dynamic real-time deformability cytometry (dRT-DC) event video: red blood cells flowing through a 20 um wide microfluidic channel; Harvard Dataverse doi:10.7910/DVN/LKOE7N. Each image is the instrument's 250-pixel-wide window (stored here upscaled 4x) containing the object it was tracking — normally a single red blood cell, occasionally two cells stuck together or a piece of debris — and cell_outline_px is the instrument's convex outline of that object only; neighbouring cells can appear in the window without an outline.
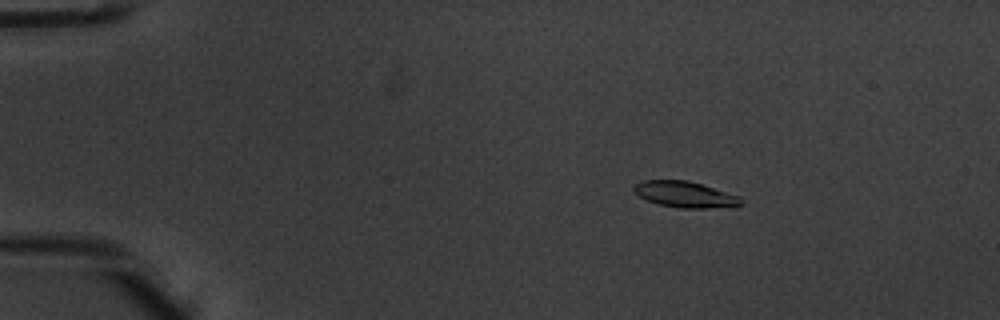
{"species": "common noctule bat (a hibernating species)", "species_latin": "Nyctalus noctula", "temperature_condition": "warm", "stored_images_in_passage": 54, "camera_frame_rate_fps": 3000, "um_per_image_px": 0.085, "animal": {"sex": "male", "body_mass_g": 20.1, "forearm_length_mm": 53.5}, "frame": {"image": 1, "passage_image": 10, "time_ms": 3.0, "image_size_px": [1000, 320], "cell_outline_px": [[744, 204], [736, 208], [680, 208], [660, 204], [648, 200], [640, 196], [632, 188], [636, 184], [644, 180], [688, 180], [704, 184], [740, 196], [744, 200]], "centroid_in_image_um": [58.37, 16.54], "position_along_channel_um": 26.6, "area_um2": 16.59}}
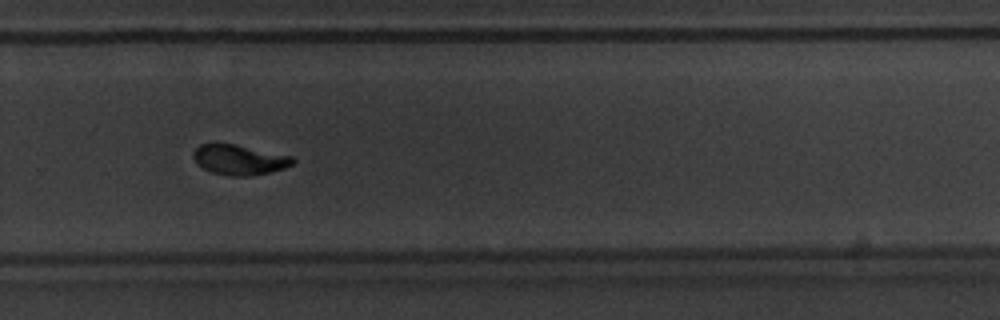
{"frame": {"image": 2, "passage_image": 38, "time_ms": 12.333, "image_size_px": [1000, 320], "cell_outline_px": [[296, 160], [292, 164], [284, 168], [252, 176], [232, 176], [212, 172], [204, 168], [192, 156], [192, 152], [200, 144], [236, 144], [292, 156]], "centroid_in_image_um": [20.36, 13.57], "position_along_channel_um": 309.4, "area_um2": 17.22}}
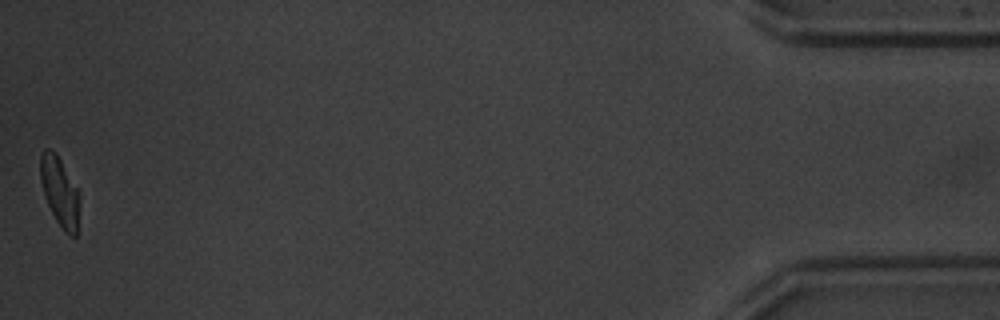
{"frame": {"image": 3, "passage_image": 54, "time_ms": 17.667, "image_size_px": [1000, 320], "cell_outline_px": [[80, 204], [76, 236], [72, 236], [64, 232], [56, 220], [44, 196], [40, 180], [40, 156], [44, 148], [48, 148], [56, 152], [76, 188]], "centroid_in_image_um": [5.06, 16.28], "position_along_channel_um": 430.1, "area_um2": 15.66}, "authors_computed_cell_mechanics": {"area_um2": 17.0799, "velocity_mm_per_s": 3.8834, "shape_relaxation_time_tau1_ms": 2.298, "shape_relaxation_time_tau2_ms": 2.0151, "deformation_change_tau1": 0.1586, "deformation_change_tau2": 0.0548}}